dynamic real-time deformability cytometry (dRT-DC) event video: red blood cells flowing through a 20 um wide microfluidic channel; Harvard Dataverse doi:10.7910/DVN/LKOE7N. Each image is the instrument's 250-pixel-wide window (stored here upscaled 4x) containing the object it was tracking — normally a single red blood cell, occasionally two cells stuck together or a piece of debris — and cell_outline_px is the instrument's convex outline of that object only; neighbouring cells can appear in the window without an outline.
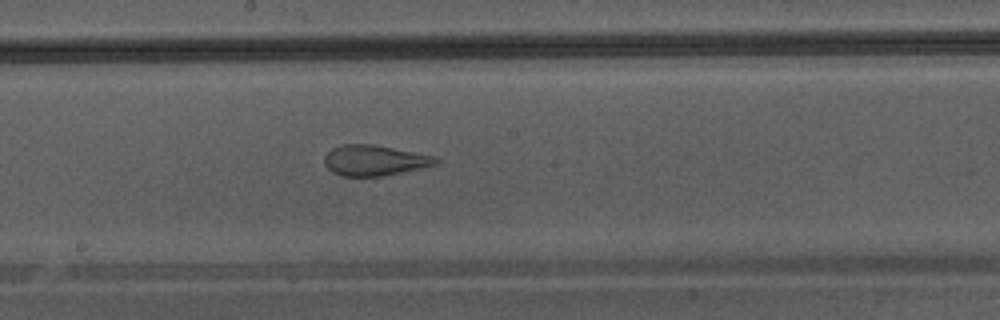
{"species": "Egyptian fruit bat (a non-hibernating species)", "species_latin": "Rousettus aegyptiacus", "temperature_condition": "warm", "stored_images_in_passage": 47, "camera_frame_rate_fps": 3000, "um_per_image_px": 0.085, "animal": {"sex": "male"}, "frame": {"image": 1, "passage_image": 27, "time_ms": 8.667, "image_size_px": [1000, 320], "cell_outline_px": [[440, 160], [436, 164], [420, 168], [384, 176], [340, 176], [332, 172], [324, 164], [324, 156], [332, 148], [340, 144], [372, 144], [436, 156]], "centroid_in_image_um": [31.81, 13.63], "position_along_channel_um": 216.4, "area_um2": 19.88}}